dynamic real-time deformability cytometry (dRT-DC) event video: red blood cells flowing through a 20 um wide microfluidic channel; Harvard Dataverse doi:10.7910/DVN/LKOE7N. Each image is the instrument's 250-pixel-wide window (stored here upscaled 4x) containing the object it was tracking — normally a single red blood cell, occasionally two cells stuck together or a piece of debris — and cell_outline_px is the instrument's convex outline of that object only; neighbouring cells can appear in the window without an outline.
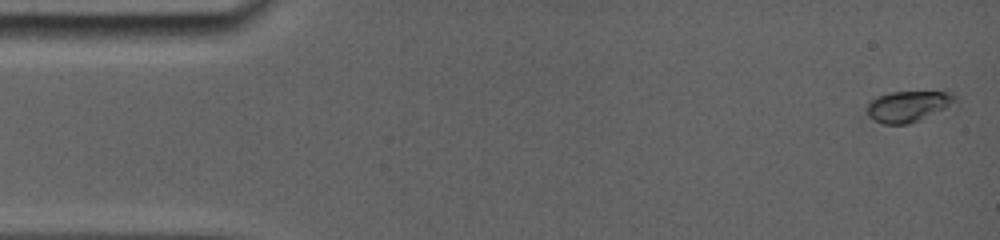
{"species": "common noctule bat (a hibernating species)", "species_latin": "Nyctalus noctula", "temperature_condition": "room temperature", "stored_images_in_passage": 36, "camera_frame_rate_fps": 5000, "um_per_image_px": 0.085, "animal": {"sex": "female", "body_mass_g": 19.0, "forearm_length_mm": 56.7}, "frame": {"image": 1, "passage_image": 1, "time_ms": 0.0, "image_size_px": [1000, 240], "cell_outline_px": [[956, 96], [944, 108], [908, 124], [884, 124], [876, 120], [868, 112], [868, 104], [872, 100], [880, 96], [892, 92], [952, 92]], "centroid_in_image_um": [77.15, 9.02], "position_along_channel_um": 7.9, "area_um2": 14.91}}
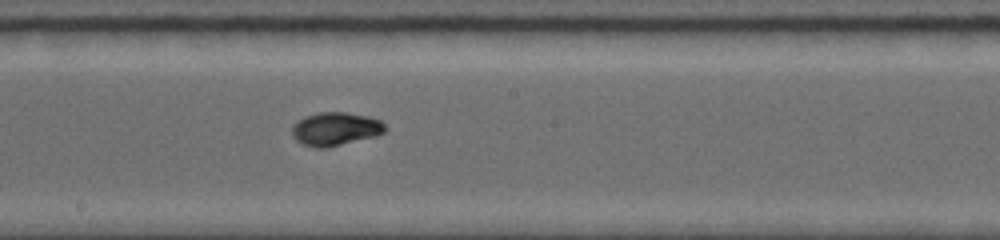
{"frame": {"image": 2, "passage_image": 19, "time_ms": 8.6, "image_size_px": [1000, 240], "cell_outline_px": [[384, 132], [372, 136], [324, 148], [316, 148], [304, 144], [296, 140], [292, 136], [292, 128], [304, 116], [320, 112], [344, 112], [368, 116], [380, 120], [384, 124]], "centroid_in_image_um": [28.48, 10.94], "position_along_channel_um": 219.7, "area_um2": 17.57}}
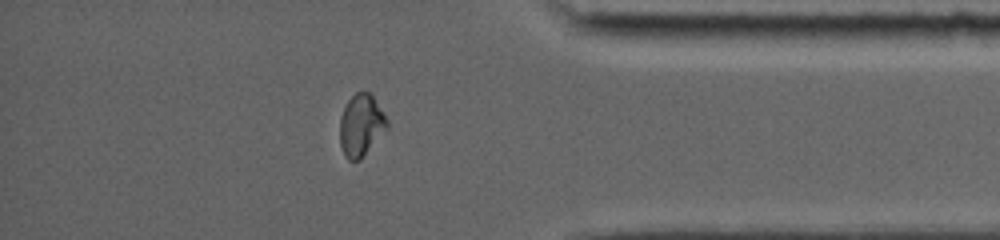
{"frame": {"image": 3, "passage_image": 32, "time_ms": 13.6, "image_size_px": [1000, 240], "cell_outline_px": [[388, 128], [360, 160], [348, 160], [344, 156], [340, 144], [340, 116], [348, 100], [356, 92], [368, 92], [372, 96], [388, 120]], "centroid_in_image_um": [30.68, 10.67], "position_along_channel_um": 404.5, "area_um2": 16.94}, "authors_computed_cell_mechanics": {"area_um2": 16.6753, "velocity_mm_per_s": 3.8862, "shape_relaxation_time_tau1_ms": 4.487, "shape_relaxation_time_tau2_ms": null, "deformation_change_tau1": 0.1909, "deformation_change_tau2": null}}